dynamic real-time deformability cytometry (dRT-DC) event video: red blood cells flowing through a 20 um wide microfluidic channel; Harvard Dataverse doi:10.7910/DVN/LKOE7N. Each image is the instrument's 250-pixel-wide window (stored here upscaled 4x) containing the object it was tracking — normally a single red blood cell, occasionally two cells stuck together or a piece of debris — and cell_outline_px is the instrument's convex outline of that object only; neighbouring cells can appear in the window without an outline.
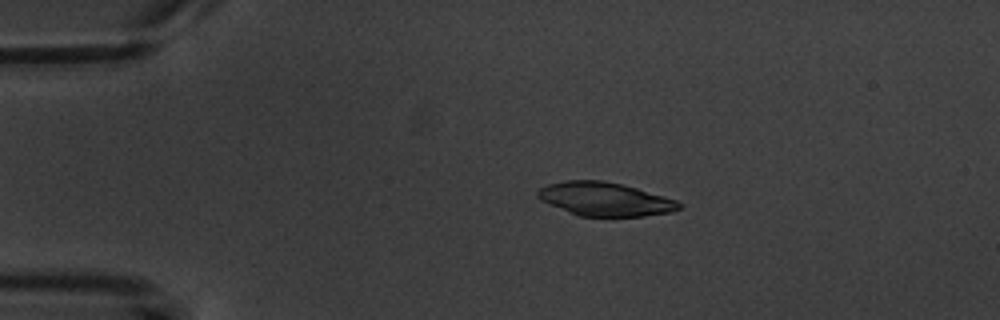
{"species": "common noctule bat (a hibernating species)", "species_latin": "Nyctalus noctula", "temperature_condition": "warm", "stored_images_in_passage": 7, "camera_frame_rate_fps": 3000, "um_per_image_px": 0.085, "animal": {"sex": "male", "body_mass_g": 20.1, "forearm_length_mm": 53.5}, "frame": {"image": 1, "passage_image": 3, "time_ms": 2.333, "image_size_px": [1000, 320], "cell_outline_px": [[684, 204], [680, 208], [672, 212], [644, 216], [576, 216], [548, 204], [540, 200], [536, 196], [536, 192], [540, 188], [548, 184], [564, 180], [604, 180], [636, 188], [664, 196], [676, 200]], "centroid_in_image_um": [51.39, 16.93], "position_along_channel_um": 33.6, "area_um2": 27.86}}